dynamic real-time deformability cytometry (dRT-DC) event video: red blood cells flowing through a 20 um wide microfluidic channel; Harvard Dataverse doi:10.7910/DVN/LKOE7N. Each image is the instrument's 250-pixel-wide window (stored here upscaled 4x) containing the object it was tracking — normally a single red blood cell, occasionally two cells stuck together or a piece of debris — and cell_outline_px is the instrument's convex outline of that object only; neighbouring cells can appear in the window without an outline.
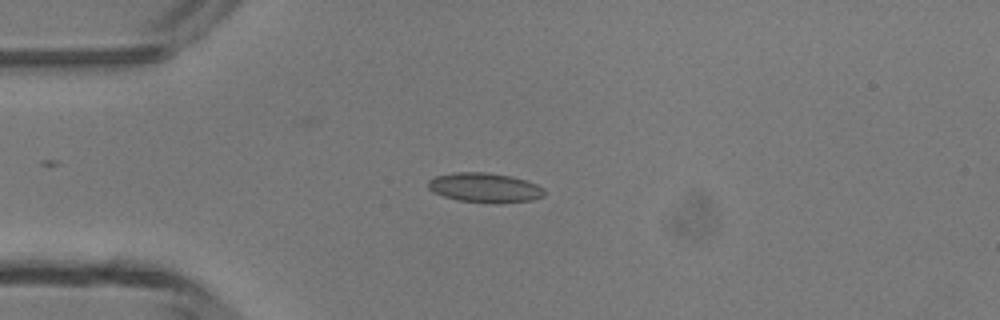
{"species": "common noctule bat (a hibernating species)", "species_latin": "Nyctalus noctula", "temperature_condition": "room temperature", "stored_images_in_passage": 5, "camera_frame_rate_fps": 3000, "um_per_image_px": 0.085, "animal": {"sex": "male", "body_mass_g": 13.3}, "frame": {"image": 1, "passage_image": 3, "time_ms": 2.667, "image_size_px": [1000, 320], "cell_outline_px": [[544, 196], [532, 200], [496, 204], [460, 200], [444, 196], [432, 192], [428, 188], [428, 180], [436, 176], [452, 172], [488, 172], [512, 176], [536, 184], [544, 188]], "centroid_in_image_um": [41.2, 15.95], "position_along_channel_um": 43.8, "area_um2": 20.17}}
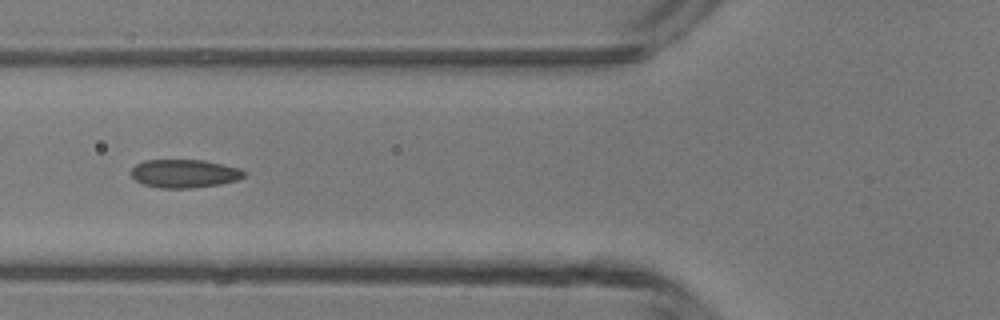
{"frame": {"image": 2, "passage_image": 5, "time_ms": 4.667, "image_size_px": [1000, 320], "cell_outline_px": [[244, 176], [236, 180], [220, 184], [192, 188], [160, 188], [144, 184], [136, 180], [132, 176], [132, 168], [136, 164], [144, 160], [204, 160], [240, 168], [244, 172]], "centroid_in_image_um": [15.67, 14.75], "position_along_channel_um": 110.1, "area_um2": 18.5}}